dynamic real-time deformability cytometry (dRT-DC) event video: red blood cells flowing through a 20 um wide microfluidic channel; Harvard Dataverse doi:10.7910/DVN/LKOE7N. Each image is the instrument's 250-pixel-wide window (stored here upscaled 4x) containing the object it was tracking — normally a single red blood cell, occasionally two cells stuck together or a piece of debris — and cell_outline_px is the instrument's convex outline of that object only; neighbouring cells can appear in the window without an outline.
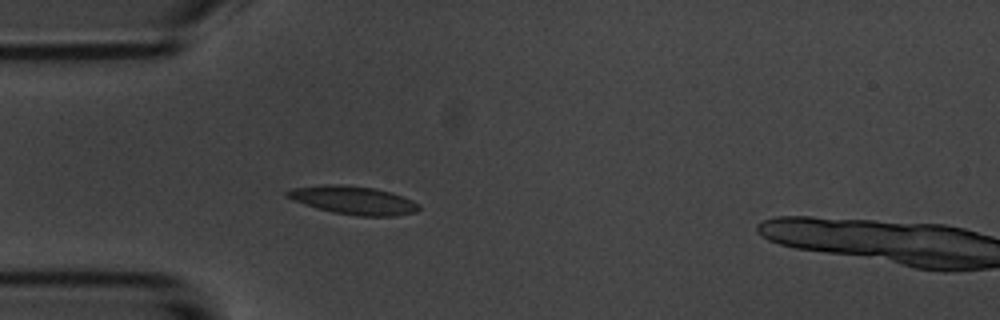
{"species": "common noctule bat (a hibernating species)", "species_latin": "Nyctalus noctula", "temperature_condition": "room temperature", "stored_images_in_passage": 4, "camera_frame_rate_fps": 3000, "um_per_image_px": 0.085, "animal": {"sex": "male", "body_mass_g": 20.1, "forearm_length_mm": 53.5}, "frame": {"image": 1, "passage_image": 4, "time_ms": 3.333, "image_size_px": [1000, 320], "cell_outline_px": [[420, 208], [416, 212], [396, 216], [360, 216], [332, 212], [304, 204], [292, 200], [284, 196], [284, 192], [292, 188], [324, 184], [340, 184], [376, 188], [392, 192], [412, 200], [420, 204]], "centroid_in_image_um": [30.03, 17.01], "position_along_channel_um": 55.0, "area_um2": 21.91}}